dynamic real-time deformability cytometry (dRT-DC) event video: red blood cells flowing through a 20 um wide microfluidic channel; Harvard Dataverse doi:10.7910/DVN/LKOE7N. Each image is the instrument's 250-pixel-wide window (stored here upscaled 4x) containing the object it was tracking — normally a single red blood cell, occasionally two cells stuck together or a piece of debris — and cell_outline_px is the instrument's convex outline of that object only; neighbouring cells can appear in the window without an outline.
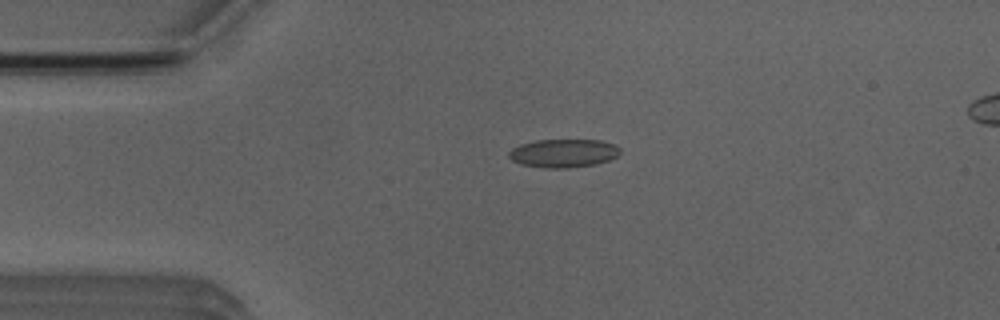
{"species": "Egyptian fruit bat (a non-hibernating species)", "species_latin": "Rousettus aegyptiacus", "temperature_condition": "room temperature", "stored_images_in_passage": 5, "camera_frame_rate_fps": 3000, "um_per_image_px": 0.085, "animal": {"sex": "male"}, "frame": {"image": 1, "passage_image": 3, "time_ms": 2.333, "image_size_px": [1000, 320], "cell_outline_px": [[620, 152], [616, 156], [608, 160], [596, 164], [568, 168], [548, 168], [520, 164], [512, 160], [508, 156], [508, 152], [512, 148], [520, 144], [536, 140], [600, 140], [616, 144], [620, 148]], "centroid_in_image_um": [47.89, 13.02], "position_along_channel_um": 37.1, "area_um2": 18.44}}